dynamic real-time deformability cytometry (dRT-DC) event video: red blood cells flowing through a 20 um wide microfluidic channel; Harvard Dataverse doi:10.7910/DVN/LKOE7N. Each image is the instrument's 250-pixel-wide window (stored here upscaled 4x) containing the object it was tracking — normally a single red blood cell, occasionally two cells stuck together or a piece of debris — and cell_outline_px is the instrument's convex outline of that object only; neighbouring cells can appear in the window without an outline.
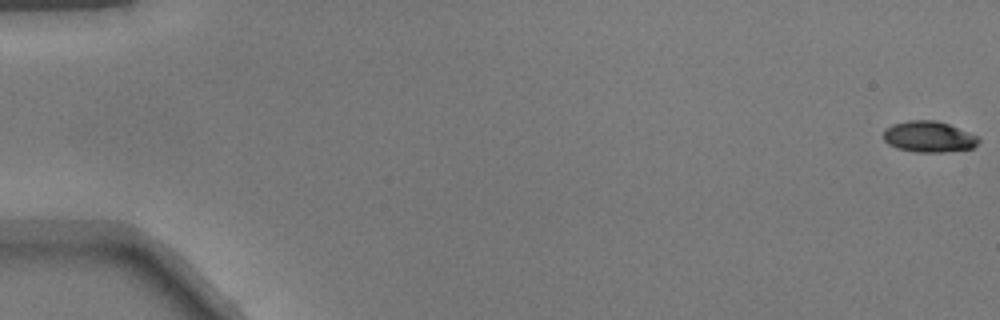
{"species": "common noctule bat (a hibernating species)", "species_latin": "Nyctalus noctula", "temperature_condition": "warm", "stored_images_in_passage": 51, "camera_frame_rate_fps": 3000, "um_per_image_px": 0.085, "animal": {"sex": "male", "body_mass_g": 17.9}, "frame": {"image": 1, "passage_image": 1, "time_ms": 0.0, "image_size_px": [1000, 320], "cell_outline_px": [[980, 140], [972, 148], [944, 152], [916, 152], [896, 148], [888, 144], [884, 140], [884, 128], [892, 124], [908, 120], [936, 120], [948, 124], [980, 136]], "centroid_in_image_um": [78.94, 11.62], "position_along_channel_um": 6.1, "area_um2": 17.34}}
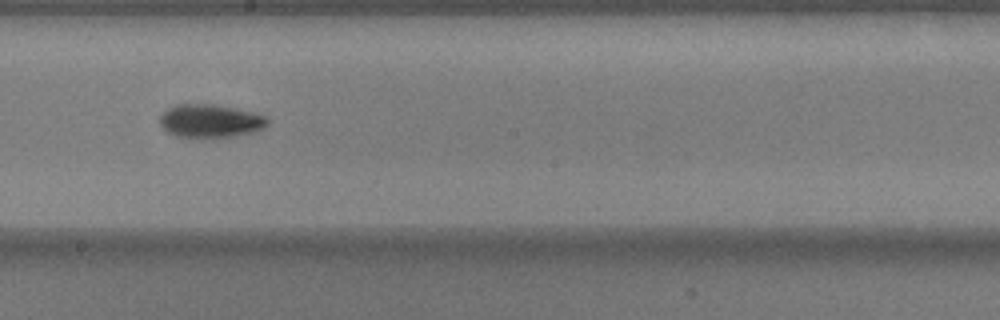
{"frame": {"image": 2, "passage_image": 30, "time_ms": 9.667, "image_size_px": [1000, 320], "cell_outline_px": [[268, 124], [264, 128], [252, 132], [236, 136], [176, 136], [168, 132], [160, 124], [160, 112], [176, 104], [212, 104], [252, 112], [264, 116], [268, 120]], "centroid_in_image_um": [17.85, 10.26], "position_along_channel_um": 230.4, "area_um2": 20.46}}
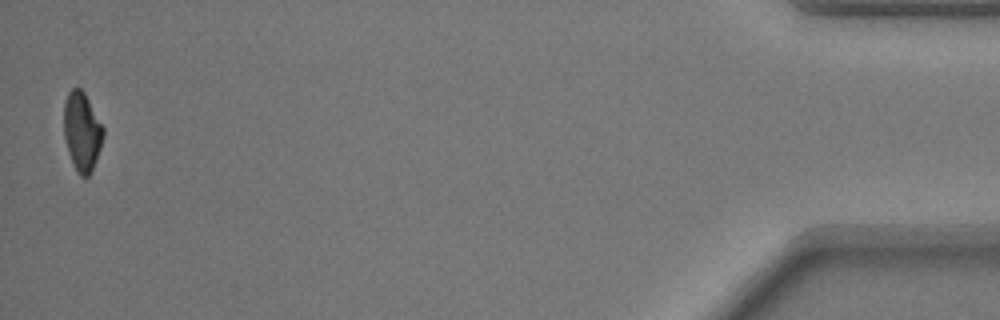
{"frame": {"image": 3, "passage_image": 51, "time_ms": 16.667, "image_size_px": [1000, 320], "cell_outline_px": [[104, 136], [100, 148], [92, 168], [88, 176], [84, 180], [76, 172], [68, 152], [64, 136], [64, 100], [68, 92], [72, 88], [80, 88], [84, 92], [104, 128]], "centroid_in_image_um": [6.95, 11.19], "position_along_channel_um": 428.2, "area_um2": 18.09}}